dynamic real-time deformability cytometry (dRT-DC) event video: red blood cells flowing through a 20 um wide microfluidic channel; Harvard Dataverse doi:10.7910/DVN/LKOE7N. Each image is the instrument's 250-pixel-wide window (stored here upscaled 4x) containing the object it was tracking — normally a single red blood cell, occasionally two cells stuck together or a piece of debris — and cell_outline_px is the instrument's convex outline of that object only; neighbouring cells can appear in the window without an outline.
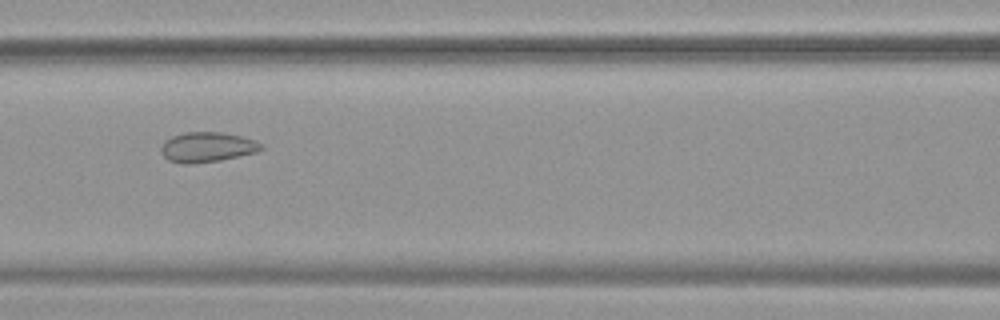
{"species": "common noctule bat (a hibernating species)", "species_latin": "Nyctalus noctula", "temperature_condition": "warm", "stored_images_in_passage": 35, "camera_frame_rate_fps": 3000, "um_per_image_px": 0.085, "animal": {"sex": "female", "body_mass_g": 19.9}, "frame": {"image": 1, "passage_image": 9, "time_ms": 2.667, "image_size_px": [1000, 320], "cell_outline_px": [[264, 148], [256, 152], [220, 160], [188, 164], [184, 164], [168, 160], [160, 152], [160, 148], [164, 140], [172, 136], [184, 132], [224, 132], [256, 140], [264, 144]], "centroid_in_image_um": [17.6, 12.49], "position_along_channel_um": 149.0, "area_um2": 17.63}}
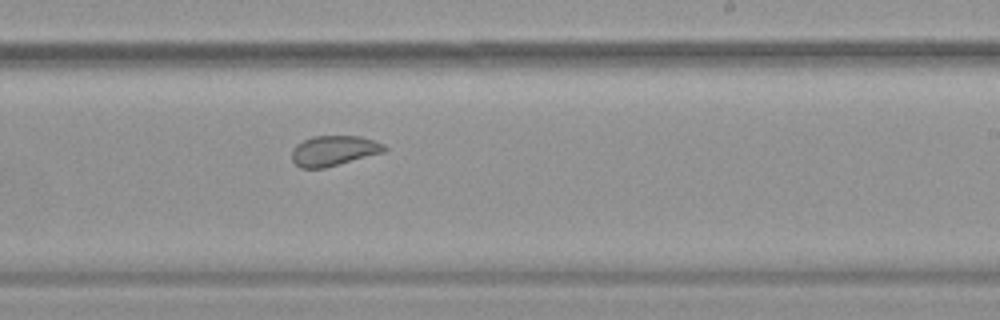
{"frame": {"image": 2, "passage_image": 18, "time_ms": 5.667, "image_size_px": [1000, 320], "cell_outline_px": [[388, 148], [384, 152], [324, 168], [300, 168], [292, 160], [292, 148], [296, 144], [312, 136], [360, 136], [384, 144]], "centroid_in_image_um": [28.36, 12.81], "position_along_channel_um": 260.6, "area_um2": 16.24}}
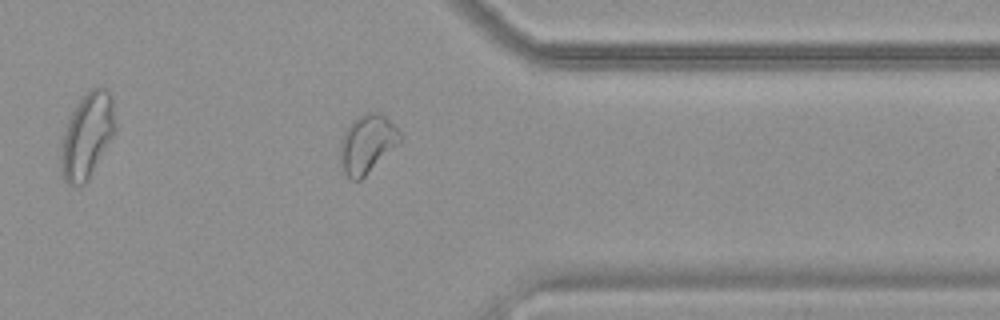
{"frame": {"image": 3, "passage_image": 28, "time_ms": 9.0, "image_size_px": [1000, 320], "cell_outline_px": [[400, 144], [360, 180], [352, 180], [344, 172], [340, 156], [340, 140], [344, 132], [352, 120], [368, 112], [380, 112], [400, 132]], "centroid_in_image_um": [31.2, 12.23], "position_along_channel_um": 380.2, "area_um2": 20.17}, "authors_computed_cell_mechanics": {"area_um2": 17.5712, "velocity_mm_per_s": 3.7462, "shape_relaxation_time_tau1_ms": null, "shape_relaxation_time_tau2_ms": 1.1722, "deformation_change_tau1": null, "deformation_change_tau2": 0.0592}}